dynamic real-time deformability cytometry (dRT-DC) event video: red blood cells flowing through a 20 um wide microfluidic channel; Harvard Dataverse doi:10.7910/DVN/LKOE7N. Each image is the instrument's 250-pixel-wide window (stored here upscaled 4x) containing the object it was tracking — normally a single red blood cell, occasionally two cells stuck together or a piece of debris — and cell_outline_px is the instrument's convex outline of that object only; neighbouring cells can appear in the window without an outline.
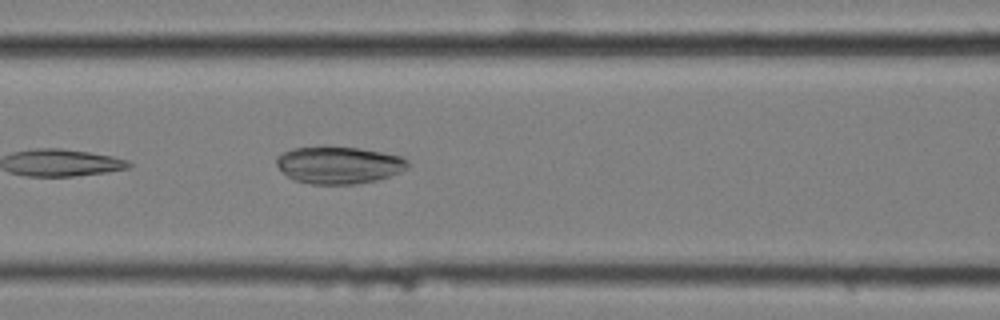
{"species": "common noctule bat (a hibernating species)", "species_latin": "Nyctalus noctula", "temperature_condition": "cold", "stored_images_in_passage": 6, "camera_frame_rate_fps": 3000, "um_per_image_px": 0.085, "animal": {"sex": "female", "body_mass_g": 25.1}, "frame": {"image": 1, "passage_image": 6, "time_ms": 1.667, "image_size_px": [1000, 320], "cell_outline_px": [[412, 164], [408, 168], [400, 172], [376, 180], [356, 184], [312, 184], [296, 180], [288, 176], [276, 164], [276, 156], [292, 148], [324, 144], [360, 148], [404, 156]], "centroid_in_image_um": [28.83, 13.98], "position_along_channel_um": 137.8, "area_um2": 29.13}}